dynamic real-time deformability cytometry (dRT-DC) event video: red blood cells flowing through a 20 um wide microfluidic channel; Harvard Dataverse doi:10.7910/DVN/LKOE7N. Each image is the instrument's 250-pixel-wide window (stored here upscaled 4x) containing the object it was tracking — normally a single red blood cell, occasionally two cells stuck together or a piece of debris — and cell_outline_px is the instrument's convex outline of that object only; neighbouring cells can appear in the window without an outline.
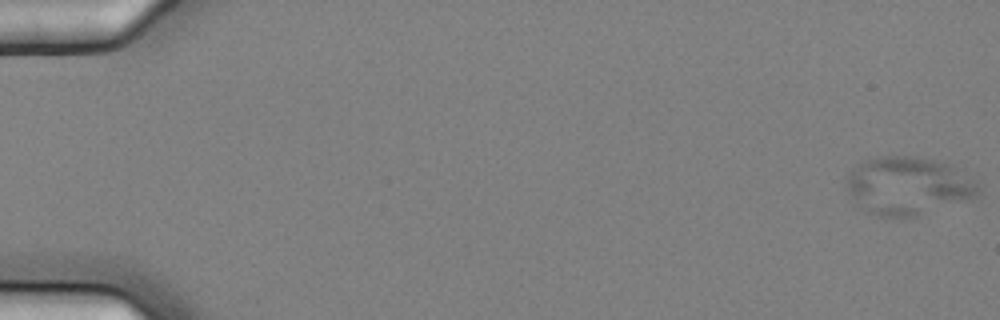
{"species": "common noctule bat (a hibernating species)", "species_latin": "Nyctalus noctula", "temperature_condition": "cold", "stored_images_in_passage": 6, "camera_frame_rate_fps": 3000, "um_per_image_px": 0.085, "animal": {"sex": "female", "body_mass_g": 25.1}, "frame": {"image": 1, "passage_image": 1, "time_ms": 0.0, "image_size_px": [1000, 320], "cell_outline_px": [[976, 196], [916, 216], [876, 216], [868, 212], [856, 204], [848, 192], [844, 180], [864, 160], [876, 156], [912, 156], [952, 164], [972, 180], [976, 184]], "centroid_in_image_um": [77.11, 15.78], "position_along_channel_um": 7.9, "area_um2": 43.75}}
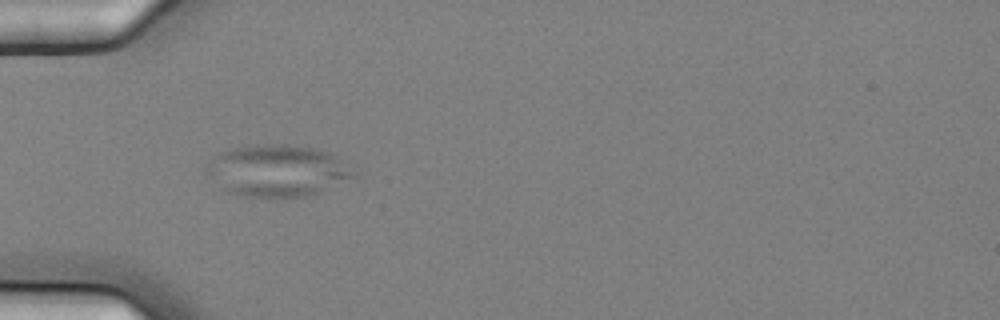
{"frame": {"image": 2, "passage_image": 5, "time_ms": 1.333, "image_size_px": [1000, 320], "cell_outline_px": [[356, 176], [320, 192], [304, 196], [244, 196], [224, 192], [204, 172], [204, 168], [220, 152], [228, 148], [248, 144], [284, 144], [316, 148], [332, 152], [356, 172]], "centroid_in_image_um": [23.54, 14.48], "position_along_channel_um": 61.5, "area_um2": 44.68}}
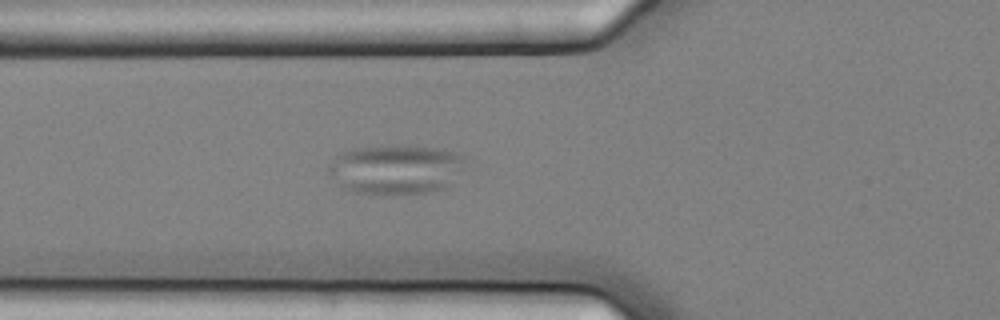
{"frame": {"image": 3, "passage_image": 6, "time_ms": 1.667, "image_size_px": [1000, 320], "cell_outline_px": [[464, 160], [456, 172], [444, 188], [432, 192], [356, 192], [344, 188], [336, 184], [328, 172], [328, 168], [336, 156], [352, 148], [400, 144], [432, 148], [456, 152], [464, 156]], "centroid_in_image_um": [33.56, 14.35], "position_along_channel_um": 92.2, "area_um2": 38.38}}